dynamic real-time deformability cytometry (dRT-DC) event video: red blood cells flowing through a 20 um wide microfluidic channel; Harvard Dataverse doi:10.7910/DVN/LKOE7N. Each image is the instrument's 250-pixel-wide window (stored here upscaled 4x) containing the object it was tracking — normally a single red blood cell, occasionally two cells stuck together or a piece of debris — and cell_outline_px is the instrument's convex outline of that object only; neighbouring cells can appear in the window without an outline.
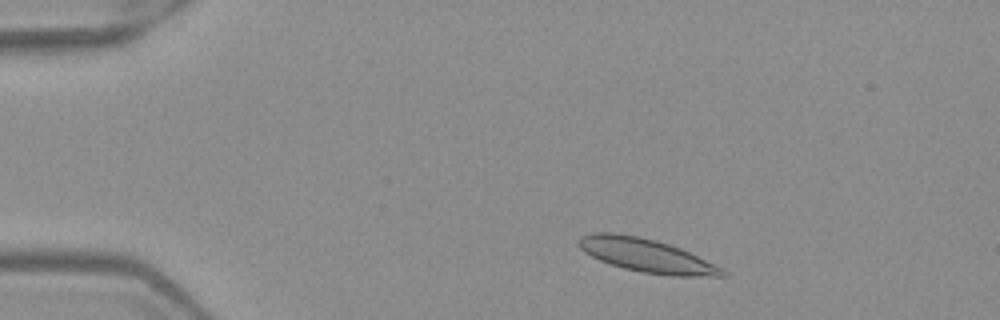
{"species": "Egyptian fruit bat (a non-hibernating species)", "species_latin": "Rousettus aegyptiacus", "temperature_condition": "warm", "stored_images_in_passage": 47, "camera_frame_rate_fps": 3000, "um_per_image_px": 0.085, "frame": {"image": 1, "passage_image": 5, "time_ms": 1.333, "image_size_px": [1000, 320], "cell_outline_px": [[728, 276], [672, 276], [644, 272], [624, 268], [600, 260], [584, 252], [576, 244], [576, 240], [580, 236], [592, 232], [616, 232], [640, 236], [656, 240], [680, 248], [724, 268], [728, 272]], "centroid_in_image_um": [54.93, 21.69], "position_along_channel_um": 30.1, "area_um2": 28.21}}
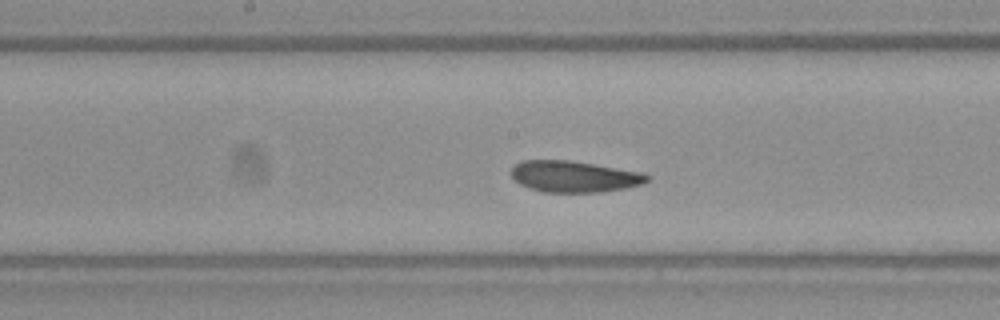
{"frame": {"image": 2, "passage_image": 23, "time_ms": 7.333, "image_size_px": [1000, 320], "cell_outline_px": [[652, 176], [648, 180], [640, 184], [624, 188], [600, 192], [544, 192], [520, 184], [512, 180], [512, 168], [516, 164], [524, 160], [568, 160], [644, 172]], "centroid_in_image_um": [48.82, 15.0], "position_along_channel_um": 199.4, "area_um2": 24.68}}
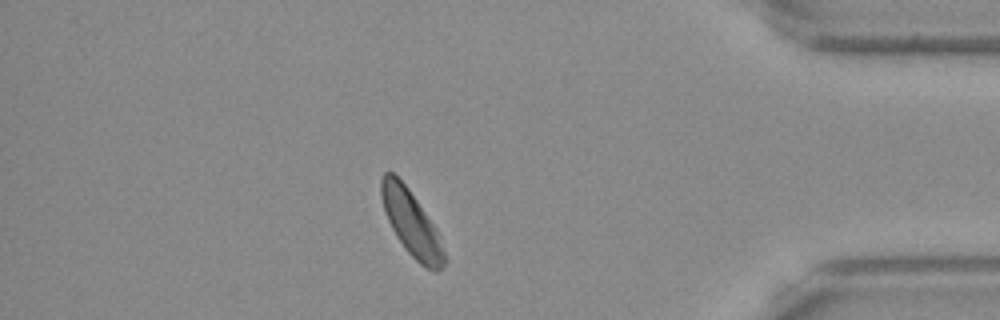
{"frame": {"image": 3, "passage_image": 41, "time_ms": 13.333, "image_size_px": [1000, 320], "cell_outline_px": [[448, 260], [436, 272], [432, 272], [420, 264], [404, 248], [396, 236], [384, 212], [380, 196], [380, 180], [384, 172], [392, 172], [408, 188], [436, 228]], "centroid_in_image_um": [34.96, 19.0], "position_along_channel_um": 400.2, "area_um2": 23.99}, "authors_computed_cell_mechanics": {"area_um2": 25.3164, "velocity_mm_per_s": 3.923, "shape_relaxation_time_tau1_ms": 4.5985, "shape_relaxation_time_tau2_ms": 1.3249, "deformation_change_tau1": 0.1242, "deformation_change_tau2": 0.0418}}